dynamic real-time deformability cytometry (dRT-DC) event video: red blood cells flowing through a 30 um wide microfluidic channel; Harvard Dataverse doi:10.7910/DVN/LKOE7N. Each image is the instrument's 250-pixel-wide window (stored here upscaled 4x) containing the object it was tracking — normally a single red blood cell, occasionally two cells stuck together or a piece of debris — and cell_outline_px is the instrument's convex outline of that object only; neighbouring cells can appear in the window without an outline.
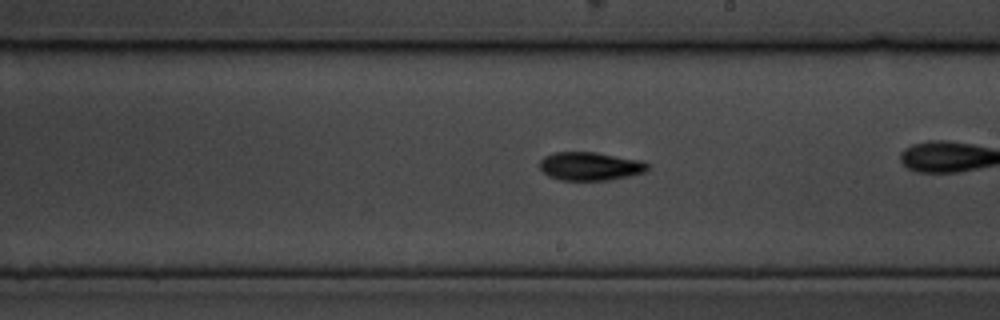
{"species": "common noctule bat (a hibernating species)", "species_latin": "Nyctalus noctula", "temperature_condition": "cold", "stored_images_in_passage": 45, "camera_frame_rate_fps": 3000, "um_per_image_px": 0.085, "animal": {"sex": "male", "body_mass_g": 19.5, "forearm_length_mm": 54.6}, "frame": {"image": 1, "passage_image": 32, "time_ms": 10.333, "image_size_px": [1000, 320], "cell_outline_px": [[652, 164], [648, 172], [608, 180], [560, 180], [548, 176], [540, 168], [540, 160], [544, 156], [556, 152], [596, 152], [644, 160]], "centroid_in_image_um": [50.25, 14.12], "position_along_channel_um": 238.8, "area_um2": 18.21}}
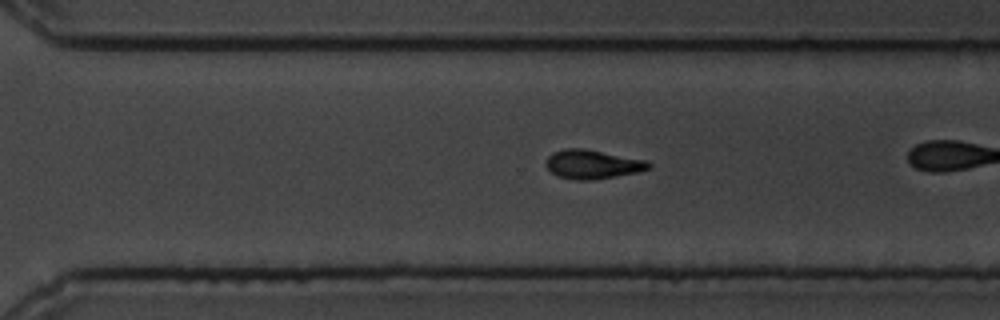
{"frame": {"image": 2, "passage_image": 39, "time_ms": 12.667, "image_size_px": [1000, 320], "cell_outline_px": [[652, 168], [640, 172], [592, 180], [576, 180], [556, 176], [544, 164], [548, 156], [552, 152], [564, 148], [584, 148], [648, 160], [652, 164]], "centroid_in_image_um": [50.39, 13.96], "position_along_channel_um": 320.2, "area_um2": 17.69}}